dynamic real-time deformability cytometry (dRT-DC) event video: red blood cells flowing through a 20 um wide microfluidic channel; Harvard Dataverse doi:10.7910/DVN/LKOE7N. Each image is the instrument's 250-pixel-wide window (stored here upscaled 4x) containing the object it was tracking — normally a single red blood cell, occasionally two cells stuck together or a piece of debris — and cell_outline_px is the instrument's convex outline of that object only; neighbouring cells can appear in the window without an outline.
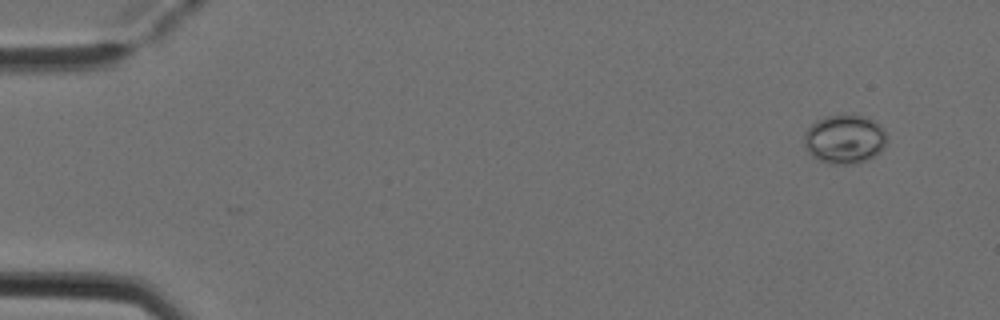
{"species": "Egyptian fruit bat (a non-hibernating species)", "species_latin": "Rousettus aegyptiacus", "temperature_condition": "cold", "stored_images_in_passage": 5, "camera_frame_rate_fps": 3000, "um_per_image_px": 0.085, "animal": {"sex": "female"}, "frame": {"image": 1, "passage_image": 1, "time_ms": 0.0, "image_size_px": [1000, 320], "cell_outline_px": [[884, 144], [880, 152], [864, 160], [852, 164], [828, 164], [812, 156], [808, 152], [804, 144], [804, 132], [816, 120], [824, 116], [860, 116], [872, 120], [880, 124], [884, 128]], "centroid_in_image_um": [71.74, 11.84], "position_along_channel_um": 13.3, "area_um2": 23.18}}
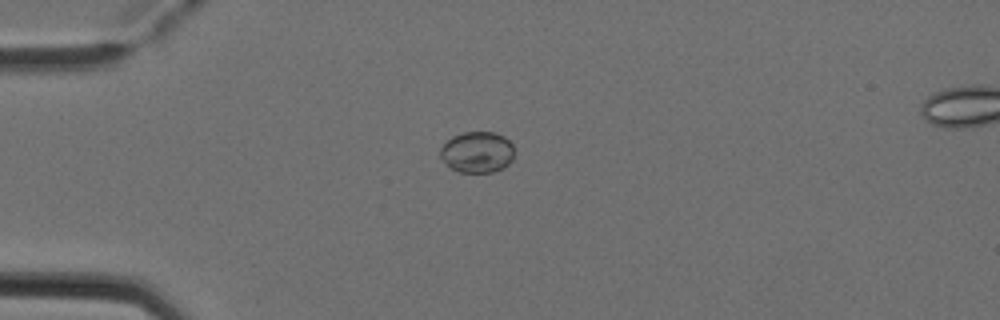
{"frame": {"image": 2, "passage_image": 4, "time_ms": 1.0, "image_size_px": [1000, 320], "cell_outline_px": [[516, 152], [512, 160], [504, 168], [492, 172], [460, 172], [448, 168], [440, 156], [440, 148], [452, 136], [464, 132], [496, 132], [504, 136], [512, 144]], "centroid_in_image_um": [40.58, 12.93], "position_along_channel_um": 44.4, "area_um2": 18.03}}